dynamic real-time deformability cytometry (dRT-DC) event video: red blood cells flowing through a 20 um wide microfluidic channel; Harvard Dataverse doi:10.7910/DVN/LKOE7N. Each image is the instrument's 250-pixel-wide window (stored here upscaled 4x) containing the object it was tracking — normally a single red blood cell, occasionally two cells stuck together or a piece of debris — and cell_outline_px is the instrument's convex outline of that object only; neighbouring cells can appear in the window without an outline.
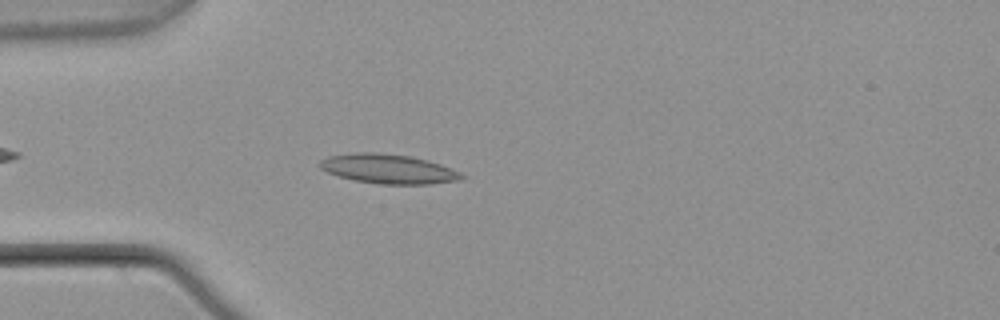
{"species": "common noctule bat (a hibernating species)", "species_latin": "Nyctalus noctula", "temperature_condition": "warm", "stored_images_in_passage": 45, "camera_frame_rate_fps": 3000, "um_per_image_px": 0.085, "animal": {"sex": "male", "body_mass_g": 21.5, "forearm_length_mm": 52.0}, "frame": {"image": 1, "passage_image": 6, "time_ms": 1.667, "image_size_px": [1000, 320], "cell_outline_px": [[468, 176], [460, 180], [432, 184], [376, 184], [352, 180], [328, 172], [320, 168], [320, 160], [328, 156], [356, 152], [376, 152], [412, 156], [428, 160], [440, 164], [460, 172]], "centroid_in_image_um": [33.04, 14.36], "position_along_channel_um": 52.0, "area_um2": 24.51}}
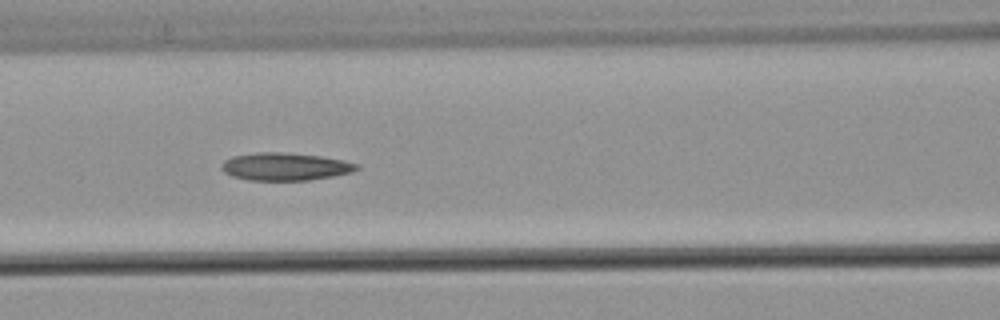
{"frame": {"image": 2, "passage_image": 14, "time_ms": 4.333, "image_size_px": [1000, 320], "cell_outline_px": [[360, 168], [352, 172], [332, 176], [308, 180], [248, 180], [232, 176], [224, 172], [220, 168], [220, 164], [224, 160], [232, 156], [256, 152], [280, 152], [320, 156], [344, 160], [360, 164]], "centroid_in_image_um": [24.22, 14.15], "position_along_channel_um": 142.4, "area_um2": 21.91}}
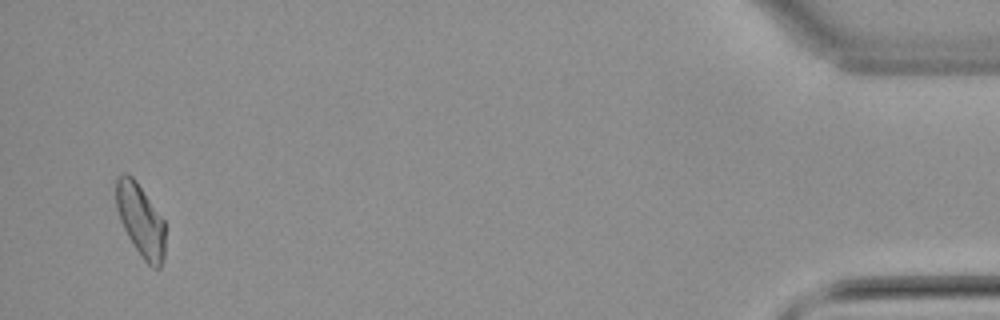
{"frame": {"image": 3, "passage_image": 43, "time_ms": 14.0, "image_size_px": [1000, 320], "cell_outline_px": [[164, 260], [160, 268], [152, 268], [144, 260], [128, 236], [120, 220], [116, 208], [116, 180], [124, 172], [132, 176], [136, 180], [164, 220]], "centroid_in_image_um": [11.95, 18.72], "position_along_channel_um": 423.2, "area_um2": 20.58}}